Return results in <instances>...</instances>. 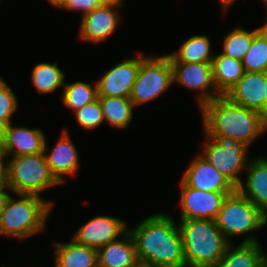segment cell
Here are the masks:
<instances>
[{
	"label": "cell",
	"instance_id": "1",
	"mask_svg": "<svg viewBox=\"0 0 267 267\" xmlns=\"http://www.w3.org/2000/svg\"><path fill=\"white\" fill-rule=\"evenodd\" d=\"M135 242L139 263L155 267H187L179 226L159 212L128 230Z\"/></svg>",
	"mask_w": 267,
	"mask_h": 267
},
{
	"label": "cell",
	"instance_id": "2",
	"mask_svg": "<svg viewBox=\"0 0 267 267\" xmlns=\"http://www.w3.org/2000/svg\"><path fill=\"white\" fill-rule=\"evenodd\" d=\"M200 111L205 135L223 142L236 140L250 146L267 132V123L260 112L233 103L226 96L204 104Z\"/></svg>",
	"mask_w": 267,
	"mask_h": 267
},
{
	"label": "cell",
	"instance_id": "3",
	"mask_svg": "<svg viewBox=\"0 0 267 267\" xmlns=\"http://www.w3.org/2000/svg\"><path fill=\"white\" fill-rule=\"evenodd\" d=\"M178 226L187 267H214L230 244L213 220H181Z\"/></svg>",
	"mask_w": 267,
	"mask_h": 267
},
{
	"label": "cell",
	"instance_id": "4",
	"mask_svg": "<svg viewBox=\"0 0 267 267\" xmlns=\"http://www.w3.org/2000/svg\"><path fill=\"white\" fill-rule=\"evenodd\" d=\"M9 197L0 214V234L26 239L43 231L53 203L32 194Z\"/></svg>",
	"mask_w": 267,
	"mask_h": 267
},
{
	"label": "cell",
	"instance_id": "5",
	"mask_svg": "<svg viewBox=\"0 0 267 267\" xmlns=\"http://www.w3.org/2000/svg\"><path fill=\"white\" fill-rule=\"evenodd\" d=\"M215 223L230 243V237L247 233L242 243H258L252 232L267 225V216L236 189L223 200Z\"/></svg>",
	"mask_w": 267,
	"mask_h": 267
},
{
	"label": "cell",
	"instance_id": "6",
	"mask_svg": "<svg viewBox=\"0 0 267 267\" xmlns=\"http://www.w3.org/2000/svg\"><path fill=\"white\" fill-rule=\"evenodd\" d=\"M60 185L44 153L14 156L8 161V187L15 194H32Z\"/></svg>",
	"mask_w": 267,
	"mask_h": 267
},
{
	"label": "cell",
	"instance_id": "7",
	"mask_svg": "<svg viewBox=\"0 0 267 267\" xmlns=\"http://www.w3.org/2000/svg\"><path fill=\"white\" fill-rule=\"evenodd\" d=\"M173 82V69L168 55L145 56L133 84L130 99L134 107L162 95Z\"/></svg>",
	"mask_w": 267,
	"mask_h": 267
},
{
	"label": "cell",
	"instance_id": "8",
	"mask_svg": "<svg viewBox=\"0 0 267 267\" xmlns=\"http://www.w3.org/2000/svg\"><path fill=\"white\" fill-rule=\"evenodd\" d=\"M205 136L201 155L237 188L242 182L239 173L247 168L250 160L247 156L249 146L242 141L223 142Z\"/></svg>",
	"mask_w": 267,
	"mask_h": 267
},
{
	"label": "cell",
	"instance_id": "9",
	"mask_svg": "<svg viewBox=\"0 0 267 267\" xmlns=\"http://www.w3.org/2000/svg\"><path fill=\"white\" fill-rule=\"evenodd\" d=\"M180 220L207 219L215 221L225 197L233 192L200 191L189 187L182 179L179 183Z\"/></svg>",
	"mask_w": 267,
	"mask_h": 267
},
{
	"label": "cell",
	"instance_id": "10",
	"mask_svg": "<svg viewBox=\"0 0 267 267\" xmlns=\"http://www.w3.org/2000/svg\"><path fill=\"white\" fill-rule=\"evenodd\" d=\"M171 65L173 82L201 91L198 96L200 108L221 96L214 85L212 63H171Z\"/></svg>",
	"mask_w": 267,
	"mask_h": 267
},
{
	"label": "cell",
	"instance_id": "11",
	"mask_svg": "<svg viewBox=\"0 0 267 267\" xmlns=\"http://www.w3.org/2000/svg\"><path fill=\"white\" fill-rule=\"evenodd\" d=\"M129 229L126 222L119 218L99 215L78 228L72 240L98 250L123 236Z\"/></svg>",
	"mask_w": 267,
	"mask_h": 267
},
{
	"label": "cell",
	"instance_id": "12",
	"mask_svg": "<svg viewBox=\"0 0 267 267\" xmlns=\"http://www.w3.org/2000/svg\"><path fill=\"white\" fill-rule=\"evenodd\" d=\"M138 55L116 64L96 81L98 96L130 97L140 62L145 57L141 52Z\"/></svg>",
	"mask_w": 267,
	"mask_h": 267
},
{
	"label": "cell",
	"instance_id": "13",
	"mask_svg": "<svg viewBox=\"0 0 267 267\" xmlns=\"http://www.w3.org/2000/svg\"><path fill=\"white\" fill-rule=\"evenodd\" d=\"M182 180L200 191L234 192L236 187L199 154L185 170Z\"/></svg>",
	"mask_w": 267,
	"mask_h": 267
},
{
	"label": "cell",
	"instance_id": "14",
	"mask_svg": "<svg viewBox=\"0 0 267 267\" xmlns=\"http://www.w3.org/2000/svg\"><path fill=\"white\" fill-rule=\"evenodd\" d=\"M116 8L119 7L101 5L89 14L82 16L79 39L92 43L106 40L114 33L120 22Z\"/></svg>",
	"mask_w": 267,
	"mask_h": 267
},
{
	"label": "cell",
	"instance_id": "15",
	"mask_svg": "<svg viewBox=\"0 0 267 267\" xmlns=\"http://www.w3.org/2000/svg\"><path fill=\"white\" fill-rule=\"evenodd\" d=\"M45 142L44 154L50 171L59 183L64 182V175H75L78 173L79 154L75 144L70 139L68 131L63 130L53 150L48 154Z\"/></svg>",
	"mask_w": 267,
	"mask_h": 267
},
{
	"label": "cell",
	"instance_id": "16",
	"mask_svg": "<svg viewBox=\"0 0 267 267\" xmlns=\"http://www.w3.org/2000/svg\"><path fill=\"white\" fill-rule=\"evenodd\" d=\"M45 134L41 129L16 127L8 124L1 149L7 155H31L44 153Z\"/></svg>",
	"mask_w": 267,
	"mask_h": 267
},
{
	"label": "cell",
	"instance_id": "17",
	"mask_svg": "<svg viewBox=\"0 0 267 267\" xmlns=\"http://www.w3.org/2000/svg\"><path fill=\"white\" fill-rule=\"evenodd\" d=\"M245 170L246 186L241 182L236 189L267 216V157L251 158Z\"/></svg>",
	"mask_w": 267,
	"mask_h": 267
},
{
	"label": "cell",
	"instance_id": "18",
	"mask_svg": "<svg viewBox=\"0 0 267 267\" xmlns=\"http://www.w3.org/2000/svg\"><path fill=\"white\" fill-rule=\"evenodd\" d=\"M225 96L233 103L259 112L265 101V72H245Z\"/></svg>",
	"mask_w": 267,
	"mask_h": 267
},
{
	"label": "cell",
	"instance_id": "19",
	"mask_svg": "<svg viewBox=\"0 0 267 267\" xmlns=\"http://www.w3.org/2000/svg\"><path fill=\"white\" fill-rule=\"evenodd\" d=\"M121 239L97 250L98 267H135L139 263L131 233L127 231Z\"/></svg>",
	"mask_w": 267,
	"mask_h": 267
},
{
	"label": "cell",
	"instance_id": "20",
	"mask_svg": "<svg viewBox=\"0 0 267 267\" xmlns=\"http://www.w3.org/2000/svg\"><path fill=\"white\" fill-rule=\"evenodd\" d=\"M258 243H242L233 248L230 243L214 267H267V256Z\"/></svg>",
	"mask_w": 267,
	"mask_h": 267
},
{
	"label": "cell",
	"instance_id": "21",
	"mask_svg": "<svg viewBox=\"0 0 267 267\" xmlns=\"http://www.w3.org/2000/svg\"><path fill=\"white\" fill-rule=\"evenodd\" d=\"M56 247L55 267H98L97 250L71 240L67 243L53 242Z\"/></svg>",
	"mask_w": 267,
	"mask_h": 267
},
{
	"label": "cell",
	"instance_id": "22",
	"mask_svg": "<svg viewBox=\"0 0 267 267\" xmlns=\"http://www.w3.org/2000/svg\"><path fill=\"white\" fill-rule=\"evenodd\" d=\"M212 73L217 92L225 96L243 77L245 71L242 61L220 53L213 58Z\"/></svg>",
	"mask_w": 267,
	"mask_h": 267
},
{
	"label": "cell",
	"instance_id": "23",
	"mask_svg": "<svg viewBox=\"0 0 267 267\" xmlns=\"http://www.w3.org/2000/svg\"><path fill=\"white\" fill-rule=\"evenodd\" d=\"M211 43L206 35L188 38L174 53L167 54L171 63H212Z\"/></svg>",
	"mask_w": 267,
	"mask_h": 267
},
{
	"label": "cell",
	"instance_id": "24",
	"mask_svg": "<svg viewBox=\"0 0 267 267\" xmlns=\"http://www.w3.org/2000/svg\"><path fill=\"white\" fill-rule=\"evenodd\" d=\"M104 121L115 128L125 129L133 119L134 104L130 97L98 96Z\"/></svg>",
	"mask_w": 267,
	"mask_h": 267
},
{
	"label": "cell",
	"instance_id": "25",
	"mask_svg": "<svg viewBox=\"0 0 267 267\" xmlns=\"http://www.w3.org/2000/svg\"><path fill=\"white\" fill-rule=\"evenodd\" d=\"M31 79L38 93L47 94L64 87L65 74L57 63H38L32 68Z\"/></svg>",
	"mask_w": 267,
	"mask_h": 267
},
{
	"label": "cell",
	"instance_id": "26",
	"mask_svg": "<svg viewBox=\"0 0 267 267\" xmlns=\"http://www.w3.org/2000/svg\"><path fill=\"white\" fill-rule=\"evenodd\" d=\"M63 89L62 101L67 108L74 111L95 101L98 97L97 83L91 86L89 82L76 81L72 84L65 82Z\"/></svg>",
	"mask_w": 267,
	"mask_h": 267
},
{
	"label": "cell",
	"instance_id": "27",
	"mask_svg": "<svg viewBox=\"0 0 267 267\" xmlns=\"http://www.w3.org/2000/svg\"><path fill=\"white\" fill-rule=\"evenodd\" d=\"M259 31V27L250 32L239 26L233 29L224 38L222 54L242 61L251 46L254 36Z\"/></svg>",
	"mask_w": 267,
	"mask_h": 267
},
{
	"label": "cell",
	"instance_id": "28",
	"mask_svg": "<svg viewBox=\"0 0 267 267\" xmlns=\"http://www.w3.org/2000/svg\"><path fill=\"white\" fill-rule=\"evenodd\" d=\"M245 72H267V38L259 31L242 59Z\"/></svg>",
	"mask_w": 267,
	"mask_h": 267
},
{
	"label": "cell",
	"instance_id": "29",
	"mask_svg": "<svg viewBox=\"0 0 267 267\" xmlns=\"http://www.w3.org/2000/svg\"><path fill=\"white\" fill-rule=\"evenodd\" d=\"M76 122L84 129H93L104 121L102 107L98 98L75 111Z\"/></svg>",
	"mask_w": 267,
	"mask_h": 267
},
{
	"label": "cell",
	"instance_id": "30",
	"mask_svg": "<svg viewBox=\"0 0 267 267\" xmlns=\"http://www.w3.org/2000/svg\"><path fill=\"white\" fill-rule=\"evenodd\" d=\"M18 109V102L15 93L5 82L0 87V119L7 124L12 123L11 118Z\"/></svg>",
	"mask_w": 267,
	"mask_h": 267
},
{
	"label": "cell",
	"instance_id": "31",
	"mask_svg": "<svg viewBox=\"0 0 267 267\" xmlns=\"http://www.w3.org/2000/svg\"><path fill=\"white\" fill-rule=\"evenodd\" d=\"M101 5L99 0H65L59 9L79 10L85 16Z\"/></svg>",
	"mask_w": 267,
	"mask_h": 267
},
{
	"label": "cell",
	"instance_id": "32",
	"mask_svg": "<svg viewBox=\"0 0 267 267\" xmlns=\"http://www.w3.org/2000/svg\"><path fill=\"white\" fill-rule=\"evenodd\" d=\"M7 154L0 148V186H8V161L4 162Z\"/></svg>",
	"mask_w": 267,
	"mask_h": 267
},
{
	"label": "cell",
	"instance_id": "33",
	"mask_svg": "<svg viewBox=\"0 0 267 267\" xmlns=\"http://www.w3.org/2000/svg\"><path fill=\"white\" fill-rule=\"evenodd\" d=\"M4 189L10 190V192H12L8 186H0V214L5 208V205L10 197V195L6 193Z\"/></svg>",
	"mask_w": 267,
	"mask_h": 267
},
{
	"label": "cell",
	"instance_id": "34",
	"mask_svg": "<svg viewBox=\"0 0 267 267\" xmlns=\"http://www.w3.org/2000/svg\"><path fill=\"white\" fill-rule=\"evenodd\" d=\"M259 112L262 119L267 123V72H265V101L263 108Z\"/></svg>",
	"mask_w": 267,
	"mask_h": 267
},
{
	"label": "cell",
	"instance_id": "35",
	"mask_svg": "<svg viewBox=\"0 0 267 267\" xmlns=\"http://www.w3.org/2000/svg\"><path fill=\"white\" fill-rule=\"evenodd\" d=\"M7 126L8 124L0 119V147L5 140Z\"/></svg>",
	"mask_w": 267,
	"mask_h": 267
},
{
	"label": "cell",
	"instance_id": "36",
	"mask_svg": "<svg viewBox=\"0 0 267 267\" xmlns=\"http://www.w3.org/2000/svg\"><path fill=\"white\" fill-rule=\"evenodd\" d=\"M102 5H112L119 7L123 0H99Z\"/></svg>",
	"mask_w": 267,
	"mask_h": 267
},
{
	"label": "cell",
	"instance_id": "37",
	"mask_svg": "<svg viewBox=\"0 0 267 267\" xmlns=\"http://www.w3.org/2000/svg\"><path fill=\"white\" fill-rule=\"evenodd\" d=\"M221 5H222V9H224V11H226L235 0H219Z\"/></svg>",
	"mask_w": 267,
	"mask_h": 267
},
{
	"label": "cell",
	"instance_id": "38",
	"mask_svg": "<svg viewBox=\"0 0 267 267\" xmlns=\"http://www.w3.org/2000/svg\"><path fill=\"white\" fill-rule=\"evenodd\" d=\"M46 1H48L50 4H52V6H54L56 8H60L65 0H46Z\"/></svg>",
	"mask_w": 267,
	"mask_h": 267
},
{
	"label": "cell",
	"instance_id": "39",
	"mask_svg": "<svg viewBox=\"0 0 267 267\" xmlns=\"http://www.w3.org/2000/svg\"><path fill=\"white\" fill-rule=\"evenodd\" d=\"M264 2V4H265V6L267 7V1H263ZM267 9V8H266ZM259 30L264 34V36L267 38V21H266V23L263 25V26H261V27H259Z\"/></svg>",
	"mask_w": 267,
	"mask_h": 267
},
{
	"label": "cell",
	"instance_id": "40",
	"mask_svg": "<svg viewBox=\"0 0 267 267\" xmlns=\"http://www.w3.org/2000/svg\"><path fill=\"white\" fill-rule=\"evenodd\" d=\"M135 267H155V266L147 265V264H143V263H138Z\"/></svg>",
	"mask_w": 267,
	"mask_h": 267
},
{
	"label": "cell",
	"instance_id": "41",
	"mask_svg": "<svg viewBox=\"0 0 267 267\" xmlns=\"http://www.w3.org/2000/svg\"><path fill=\"white\" fill-rule=\"evenodd\" d=\"M5 83L4 79L0 76V87Z\"/></svg>",
	"mask_w": 267,
	"mask_h": 267
}]
</instances>
